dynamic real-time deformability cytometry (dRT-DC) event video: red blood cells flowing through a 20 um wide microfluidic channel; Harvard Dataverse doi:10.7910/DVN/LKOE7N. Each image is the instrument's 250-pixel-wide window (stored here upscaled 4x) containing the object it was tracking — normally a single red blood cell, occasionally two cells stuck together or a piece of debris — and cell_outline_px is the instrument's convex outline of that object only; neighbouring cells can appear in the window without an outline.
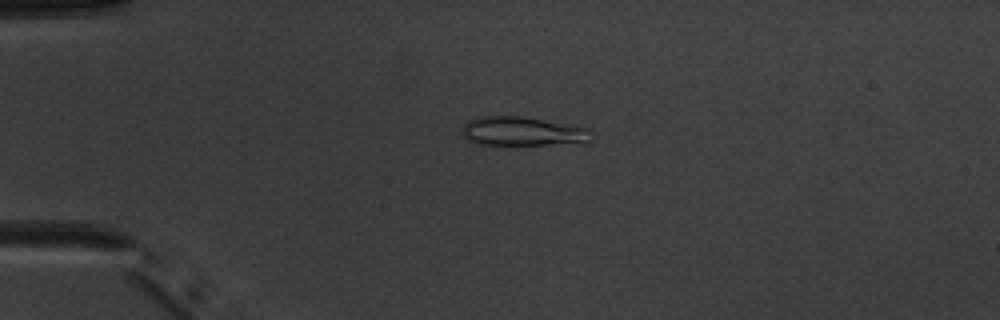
{"species": "common noctule bat (a hibernating species)", "species_latin": "Nyctalus noctula", "temperature_condition": "warm", "stored_images_in_passage": 6, "camera_frame_rate_fps": 3000, "um_per_image_px": 0.085, "animal": {"sex": "male", "body_mass_g": 20.1, "forearm_length_mm": 53.5}, "frame": {"image": 1, "passage_image": 4, "time_ms": 3.333, "image_size_px": [1000, 320], "cell_outline_px": [[596, 132], [592, 140], [588, 144], [516, 148], [476, 144], [468, 140], [460, 132], [464, 124], [468, 120], [476, 116], [524, 116], [572, 124], [588, 128]], "centroid_in_image_um": [44.54, 11.24], "position_along_channel_um": 40.5, "area_um2": 24.28}}